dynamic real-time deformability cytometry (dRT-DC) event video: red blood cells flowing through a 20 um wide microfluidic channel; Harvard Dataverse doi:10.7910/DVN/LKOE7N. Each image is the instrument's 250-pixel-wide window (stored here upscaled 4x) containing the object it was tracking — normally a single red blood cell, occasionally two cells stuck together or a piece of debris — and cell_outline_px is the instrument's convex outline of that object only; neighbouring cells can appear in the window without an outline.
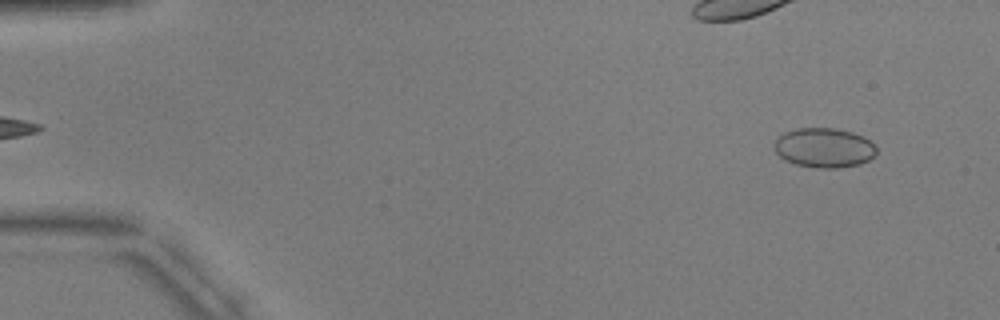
{"species": "common noctule bat (a hibernating species)", "species_latin": "Nyctalus noctula", "temperature_condition": "warm", "stored_images_in_passage": 4, "camera_frame_rate_fps": 3000, "um_per_image_px": 0.085, "animal": {"sex": "male", "body_mass_g": 17.9, "forearm_length_mm": 54.2}, "frame": {"image": 1, "passage_image": 1, "time_ms": 0.0, "image_size_px": [1000, 320], "cell_outline_px": [[876, 152], [868, 160], [860, 164], [836, 168], [816, 168], [796, 164], [784, 160], [776, 152], [776, 140], [784, 132], [796, 128], [836, 128], [852, 132], [864, 136], [876, 148]], "centroid_in_image_um": [70.05, 12.56], "position_along_channel_um": 15.0, "area_um2": 23.41}}
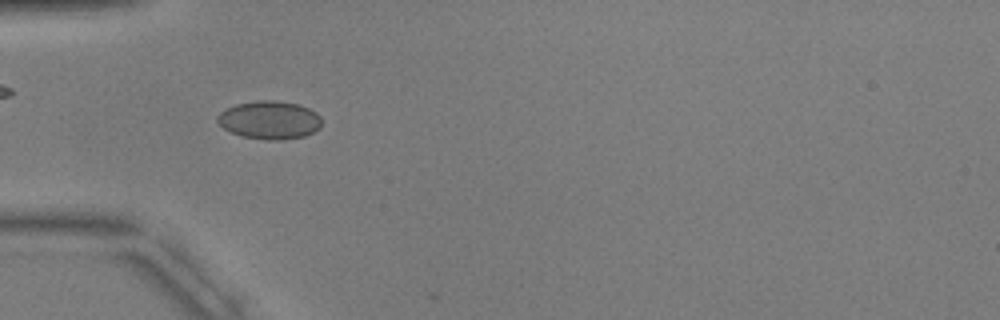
{"frame": {"image": 2, "passage_image": 4, "time_ms": 4.333, "image_size_px": [1000, 320], "cell_outline_px": [[320, 128], [304, 136], [280, 140], [268, 140], [244, 136], [232, 132], [224, 128], [216, 120], [216, 116], [220, 112], [236, 104], [256, 100], [276, 100], [300, 104], [316, 112], [320, 116]], "centroid_in_image_um": [22.92, 10.18], "position_along_channel_um": 62.1, "area_um2": 23.12}}